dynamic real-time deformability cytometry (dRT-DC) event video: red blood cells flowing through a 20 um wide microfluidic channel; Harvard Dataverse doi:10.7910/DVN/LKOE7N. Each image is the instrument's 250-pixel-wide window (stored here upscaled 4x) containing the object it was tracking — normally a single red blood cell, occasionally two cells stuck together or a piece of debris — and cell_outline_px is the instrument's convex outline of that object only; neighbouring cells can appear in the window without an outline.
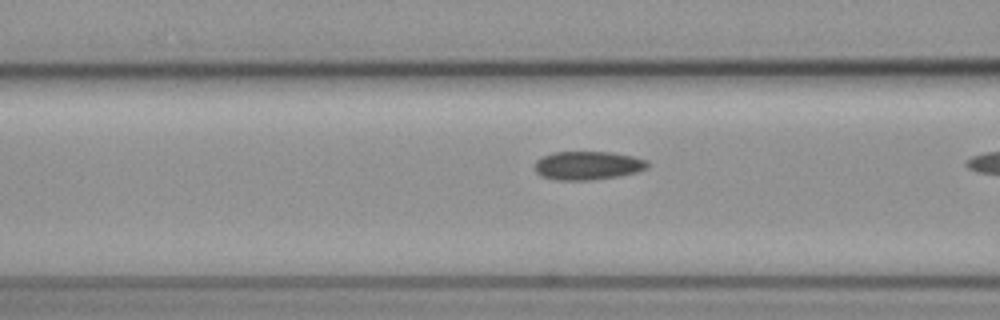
{"species": "common noctule bat (a hibernating species)", "species_latin": "Nyctalus noctula", "temperature_condition": "cold", "stored_images_in_passage": 8, "camera_frame_rate_fps": 3000, "um_per_image_px": 0.085, "animal": {"sex": "female", "body_mass_g": 19.3, "forearm_length_mm": 54.1}, "frame": {"image": 1, "passage_image": 7, "time_ms": 2.0, "image_size_px": [1000, 320], "cell_outline_px": [[648, 168], [636, 172], [616, 176], [592, 180], [560, 180], [540, 176], [536, 172], [536, 160], [552, 152], [612, 152], [632, 156], [648, 160]], "centroid_in_image_um": [49.97, 14.06], "position_along_channel_um": 116.6, "area_um2": 18.67}}